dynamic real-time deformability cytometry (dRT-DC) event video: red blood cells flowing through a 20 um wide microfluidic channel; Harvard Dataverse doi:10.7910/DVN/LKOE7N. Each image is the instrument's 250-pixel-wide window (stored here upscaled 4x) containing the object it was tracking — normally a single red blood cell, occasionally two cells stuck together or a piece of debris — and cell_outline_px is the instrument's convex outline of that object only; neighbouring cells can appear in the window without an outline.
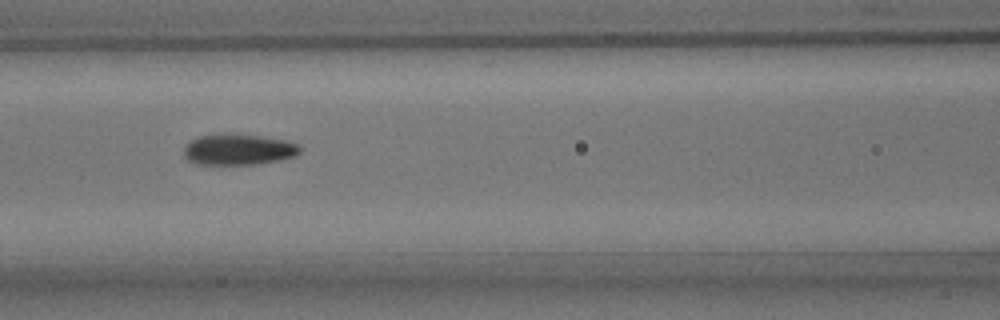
{"species": "common noctule bat (a hibernating species)", "species_latin": "Nyctalus noctula", "temperature_condition": "room temperature", "stored_images_in_passage": 4, "camera_frame_rate_fps": 3000, "um_per_image_px": 0.085, "animal": {"sex": "male", "body_mass_g": 15.6}, "frame": {"image": 1, "passage_image": 3, "time_ms": 2.333, "image_size_px": [1000, 320], "cell_outline_px": [[300, 152], [296, 156], [280, 160], [256, 164], [196, 164], [188, 160], [184, 156], [184, 148], [192, 140], [200, 136], [260, 136], [284, 140], [296, 144], [300, 148]], "centroid_in_image_um": [20.29, 12.75], "position_along_channel_um": 146.3, "area_um2": 20.11}}
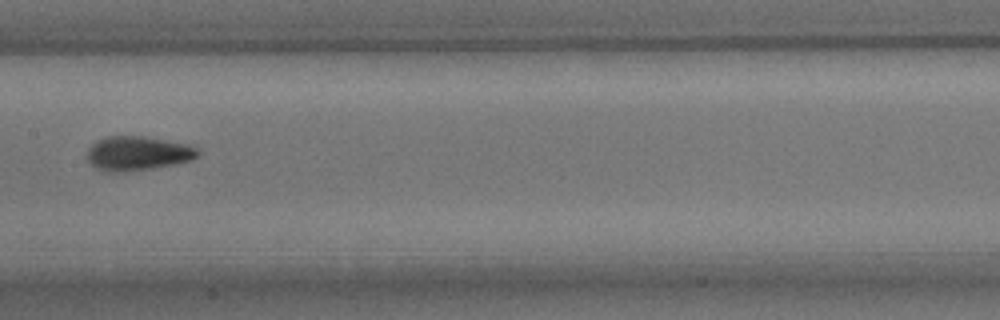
{"frame": {"image": 2, "passage_image": 4, "time_ms": 3.667, "image_size_px": [1000, 320], "cell_outline_px": [[200, 152], [196, 156], [188, 160], [172, 164], [148, 168], [120, 172], [108, 172], [96, 168], [88, 160], [88, 148], [92, 144], [104, 136], [144, 136], [188, 144], [196, 148]], "centroid_in_image_um": [11.66, 13.01], "position_along_channel_um": 195.7, "area_um2": 21.68}}